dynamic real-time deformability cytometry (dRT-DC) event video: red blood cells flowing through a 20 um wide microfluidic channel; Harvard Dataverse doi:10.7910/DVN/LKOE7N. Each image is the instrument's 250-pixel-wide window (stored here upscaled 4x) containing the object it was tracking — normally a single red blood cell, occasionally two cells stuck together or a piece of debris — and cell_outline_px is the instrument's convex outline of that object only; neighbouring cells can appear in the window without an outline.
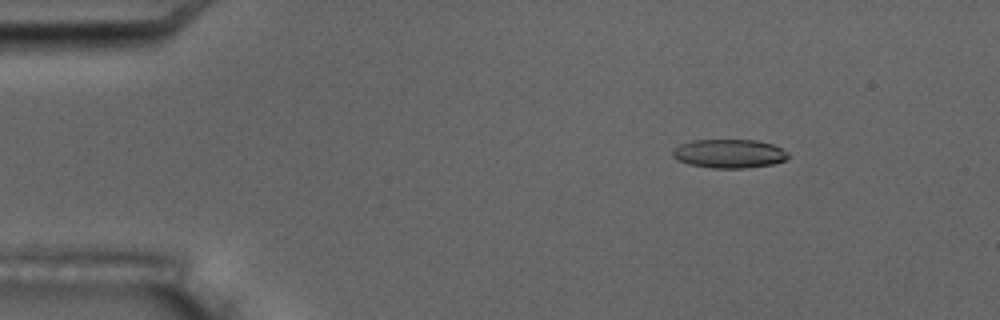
{"species": "common noctule bat (a hibernating species)", "species_latin": "Nyctalus noctula", "temperature_condition": "room temperature", "stored_images_in_passage": 6, "camera_frame_rate_fps": 3000, "um_per_image_px": 0.085, "animal": {"sex": "male", "body_mass_g": 17.5, "forearm_length_mm": 52.3}, "frame": {"image": 1, "passage_image": 2, "time_ms": 1.333, "image_size_px": [1000, 320], "cell_outline_px": [[788, 156], [784, 160], [772, 164], [744, 168], [712, 168], [688, 164], [676, 160], [672, 156], [672, 152], [680, 144], [692, 140], [756, 140], [772, 144], [788, 152]], "centroid_in_image_um": [61.94, 13.06], "position_along_channel_um": 23.1, "area_um2": 19.31}}